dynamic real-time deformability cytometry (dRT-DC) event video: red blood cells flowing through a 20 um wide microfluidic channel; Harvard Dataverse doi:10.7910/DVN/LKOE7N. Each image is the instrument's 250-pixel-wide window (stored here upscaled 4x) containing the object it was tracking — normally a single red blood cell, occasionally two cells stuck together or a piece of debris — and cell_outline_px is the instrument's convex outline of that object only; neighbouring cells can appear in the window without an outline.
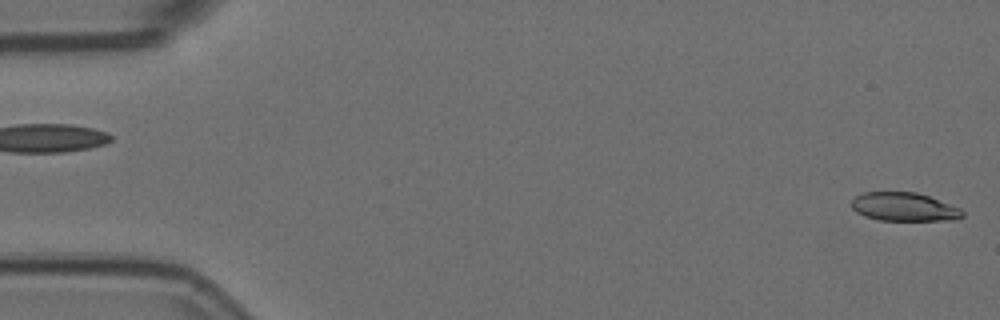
{"species": "Egyptian fruit bat (a non-hibernating species)", "species_latin": "Rousettus aegyptiacus", "temperature_condition": "room temperature", "stored_images_in_passage": 4, "segment_of_instrument_passage": [2, 2], "camera_frame_rate_fps": 3000, "um_per_image_px": 0.085, "animal": {"sex": "female"}, "frame": {"image": 1, "passage_image": 4, "time_ms": 1.0, "image_size_px": [1000, 320], "cell_outline_px": [[964, 216], [956, 220], [880, 220], [864, 216], [856, 212], [852, 208], [852, 200], [856, 196], [864, 192], [916, 192], [928, 196], [960, 208], [964, 212]], "centroid_in_image_um": [76.85, 17.59], "position_along_channel_um": 8.1, "area_um2": 18.38}}